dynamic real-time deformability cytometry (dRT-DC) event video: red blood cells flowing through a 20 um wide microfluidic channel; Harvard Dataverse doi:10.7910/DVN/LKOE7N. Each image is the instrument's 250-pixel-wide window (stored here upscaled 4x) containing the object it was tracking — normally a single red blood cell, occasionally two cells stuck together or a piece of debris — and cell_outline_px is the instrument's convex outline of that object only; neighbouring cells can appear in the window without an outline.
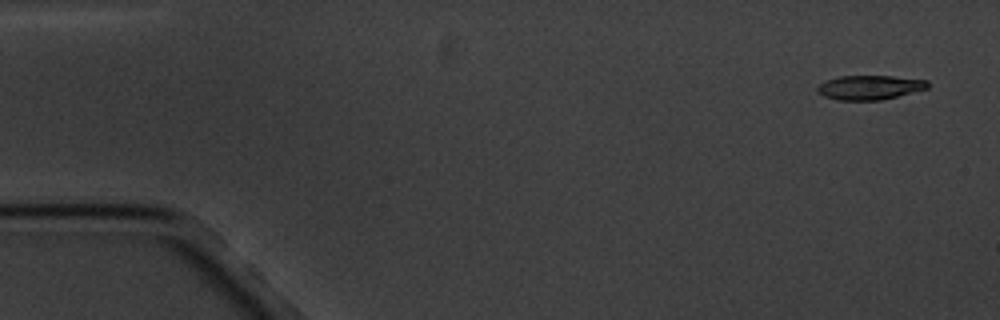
{"species": "common noctule bat (a hibernating species)", "species_latin": "Nyctalus noctula", "temperature_condition": "cold", "stored_images_in_passage": 5, "camera_frame_rate_fps": 3000, "um_per_image_px": 0.085, "animal": {"sex": "male", "body_mass_g": 20.1, "forearm_length_mm": 53.5}, "frame": {"image": 1, "passage_image": 1, "time_ms": 0.0, "image_size_px": [1000, 320], "cell_outline_px": [[928, 88], [880, 100], [836, 100], [824, 96], [816, 92], [816, 88], [820, 84], [828, 80], [840, 76], [892, 76], [928, 80]], "centroid_in_image_um": [73.9, 7.43], "position_along_channel_um": 11.1, "area_um2": 15.49}}
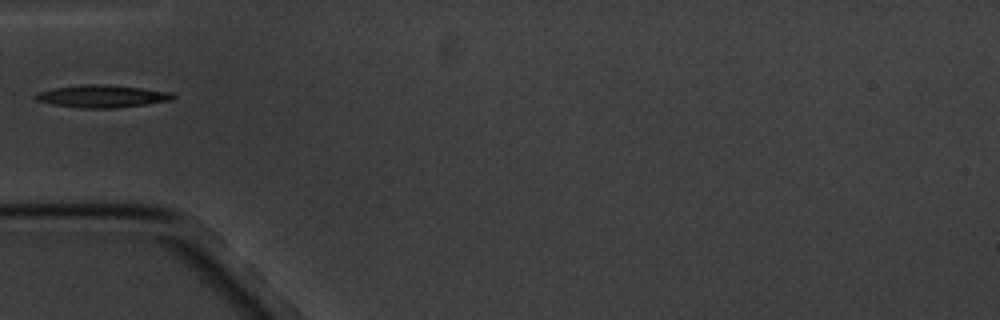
{"frame": {"image": 2, "passage_image": 5, "time_ms": 5.333, "image_size_px": [1000, 320], "cell_outline_px": [[176, 96], [172, 100], [116, 108], [80, 108], [52, 104], [36, 100], [36, 92], [52, 88], [84, 84], [108, 84], [172, 92]], "centroid_in_image_um": [8.66, 8.17], "position_along_channel_um": 76.3, "area_um2": 17.98}}